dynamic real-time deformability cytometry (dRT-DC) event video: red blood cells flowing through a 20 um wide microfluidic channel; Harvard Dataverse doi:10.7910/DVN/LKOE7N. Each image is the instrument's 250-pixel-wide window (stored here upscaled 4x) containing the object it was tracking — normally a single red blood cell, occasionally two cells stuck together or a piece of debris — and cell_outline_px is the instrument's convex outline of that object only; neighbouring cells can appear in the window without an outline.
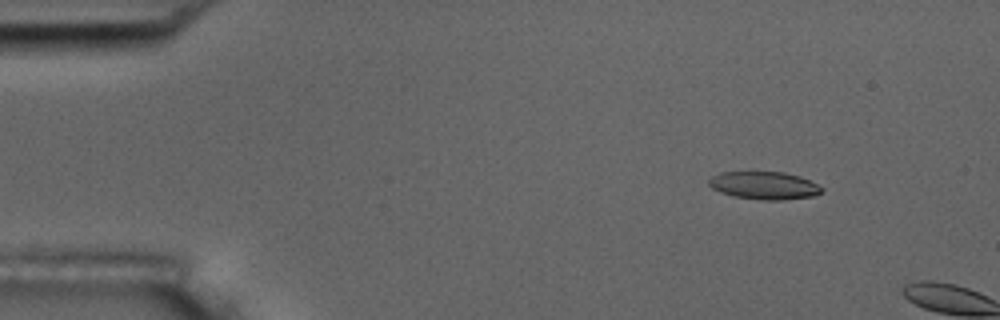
{"species": "common noctule bat (a hibernating species)", "species_latin": "Nyctalus noctula", "temperature_condition": "room temperature", "stored_images_in_passage": 3, "camera_frame_rate_fps": 3000, "um_per_image_px": 0.085, "animal": {"sex": "male", "body_mass_g": 17.5, "forearm_length_mm": 52.3}, "frame": {"image": 1, "passage_image": 2, "time_ms": 1.333, "image_size_px": [1000, 320], "cell_outline_px": [[824, 188], [816, 196], [780, 200], [760, 200], [736, 196], [720, 192], [712, 188], [708, 184], [708, 180], [712, 176], [720, 172], [784, 172], [800, 176]], "centroid_in_image_um": [64.95, 15.76], "position_along_channel_um": 20.0, "area_um2": 18.21}}